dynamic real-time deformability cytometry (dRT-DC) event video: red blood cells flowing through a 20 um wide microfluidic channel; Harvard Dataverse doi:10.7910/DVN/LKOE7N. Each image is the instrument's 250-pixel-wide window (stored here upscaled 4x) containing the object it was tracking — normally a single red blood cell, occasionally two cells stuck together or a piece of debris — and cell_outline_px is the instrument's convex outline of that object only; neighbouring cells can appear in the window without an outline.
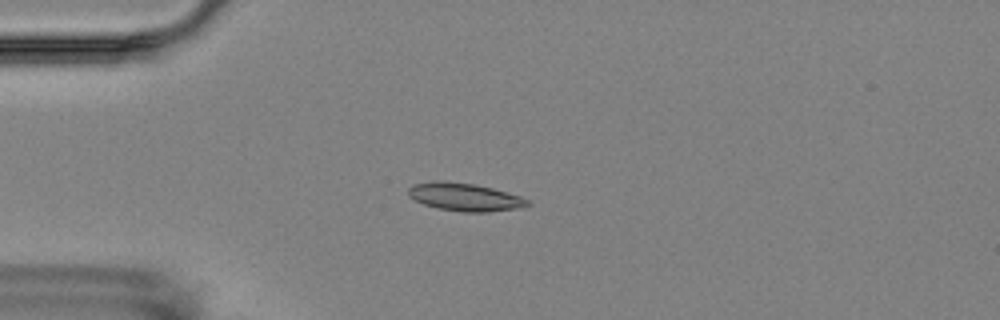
{"species": "Egyptian fruit bat (a non-hibernating species)", "species_latin": "Rousettus aegyptiacus", "temperature_condition": "room temperature", "stored_images_in_passage": 5, "camera_frame_rate_fps": 3000, "um_per_image_px": 0.085, "animal": {"sex": "female"}, "frame": {"image": 1, "passage_image": 4, "time_ms": 3.667, "image_size_px": [1000, 320], "cell_outline_px": [[532, 204], [524, 208], [488, 212], [460, 212], [440, 208], [424, 204], [408, 196], [408, 188], [412, 184], [432, 180], [444, 180], [472, 184], [492, 188], [520, 196], [528, 200]], "centroid_in_image_um": [39.51, 16.74], "position_along_channel_um": 45.5, "area_um2": 19.59}}